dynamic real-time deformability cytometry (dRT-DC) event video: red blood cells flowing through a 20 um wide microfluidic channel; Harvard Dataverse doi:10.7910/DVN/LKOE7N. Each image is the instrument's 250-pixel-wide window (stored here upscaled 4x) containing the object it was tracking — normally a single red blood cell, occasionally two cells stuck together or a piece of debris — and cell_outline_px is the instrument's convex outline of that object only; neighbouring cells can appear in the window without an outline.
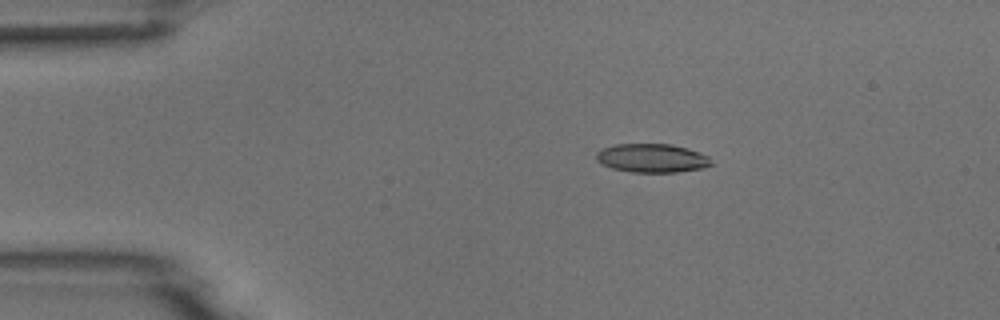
{"species": "common noctule bat (a hibernating species)", "species_latin": "Nyctalus noctula", "temperature_condition": "room temperature", "stored_images_in_passage": 4, "camera_frame_rate_fps": 3000, "um_per_image_px": 0.085, "animal": {"sex": "male", "body_mass_g": 18.8}, "frame": {"image": 1, "passage_image": 2, "time_ms": 2.0, "image_size_px": [1000, 320], "cell_outline_px": [[712, 164], [704, 168], [676, 172], [632, 172], [612, 168], [596, 160], [596, 152], [604, 148], [616, 144], [672, 144], [688, 148], [708, 156]], "centroid_in_image_um": [55.43, 13.44], "position_along_channel_um": 29.6, "area_um2": 19.13}}